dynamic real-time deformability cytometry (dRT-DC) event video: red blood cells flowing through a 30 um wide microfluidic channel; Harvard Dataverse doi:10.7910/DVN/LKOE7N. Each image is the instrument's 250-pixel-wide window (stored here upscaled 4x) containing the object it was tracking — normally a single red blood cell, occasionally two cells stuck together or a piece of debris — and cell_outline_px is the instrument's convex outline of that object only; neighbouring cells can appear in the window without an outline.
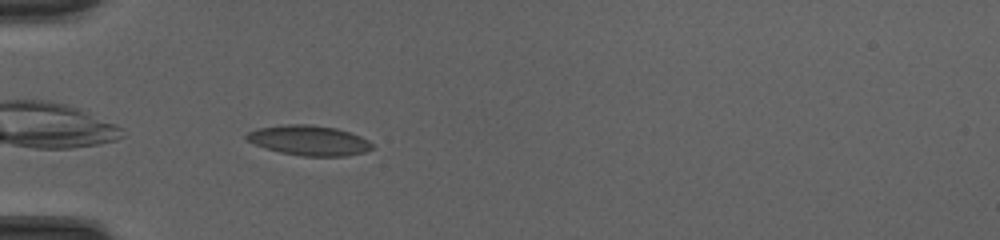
{"species": "common noctule bat (a hibernating species)", "species_latin": "Nyctalus noctula", "temperature_condition": "cold", "stored_images_in_passage": 36, "camera_frame_rate_fps": 3000, "um_per_image_px": 0.085, "animal": {"sex": "female", "body_mass_g": 20.0, "forearm_length_mm": 54.0}, "frame": {"image": 1, "passage_image": 2, "time_ms": 0.333, "image_size_px": [1000, 240], "cell_outline_px": [[372, 148], [364, 152], [348, 156], [304, 156], [280, 152], [244, 140], [244, 136], [248, 132], [256, 128], [288, 124], [312, 124], [336, 128], [360, 136], [368, 140], [372, 144]], "centroid_in_image_um": [26.25, 11.93], "position_along_channel_um": 58.8, "area_um2": 21.91}}
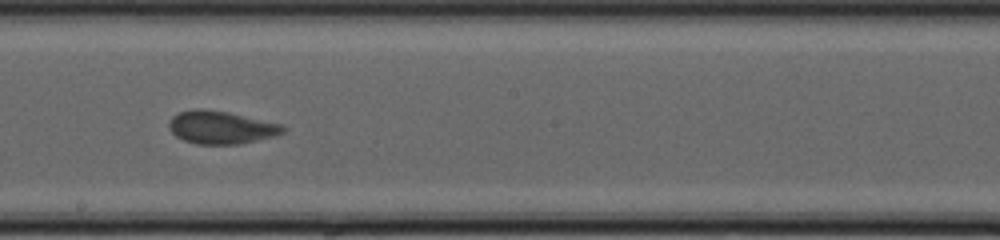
{"frame": {"image": 2, "passage_image": 15, "time_ms": 4.667, "image_size_px": [1000, 240], "cell_outline_px": [[288, 128], [284, 132], [276, 136], [240, 144], [196, 144], [184, 140], [176, 136], [168, 128], [168, 120], [172, 116], [180, 112], [196, 108], [204, 108], [228, 112], [284, 124]], "centroid_in_image_um": [18.82, 10.82], "position_along_channel_um": 229.4, "area_um2": 22.2}}
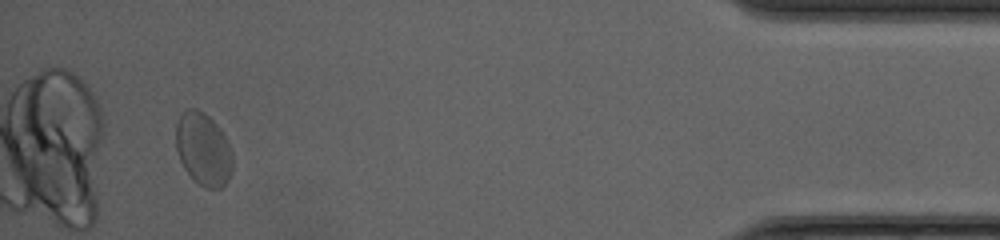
{"frame": {"image": 3, "passage_image": 33, "time_ms": 10.667, "image_size_px": [1000, 240], "cell_outline_px": [[232, 172], [228, 180], [220, 188], [208, 188], [200, 184], [184, 168], [180, 160], [176, 148], [176, 124], [180, 112], [188, 108], [196, 108], [204, 112], [220, 128], [232, 152]], "centroid_in_image_um": [17.27, 12.64], "position_along_channel_um": 417.9, "area_um2": 23.93}, "authors_computed_cell_mechanics": {"area_um2": 21.7906, "velocity_mm_per_s": 4.1537, "shape_relaxation_time_tau1_ms": 5.7382, "shape_relaxation_time_tau2_ms": 0.6963, "deformation_change_tau1": 0.1261, "deformation_change_tau2": 0.0515}}